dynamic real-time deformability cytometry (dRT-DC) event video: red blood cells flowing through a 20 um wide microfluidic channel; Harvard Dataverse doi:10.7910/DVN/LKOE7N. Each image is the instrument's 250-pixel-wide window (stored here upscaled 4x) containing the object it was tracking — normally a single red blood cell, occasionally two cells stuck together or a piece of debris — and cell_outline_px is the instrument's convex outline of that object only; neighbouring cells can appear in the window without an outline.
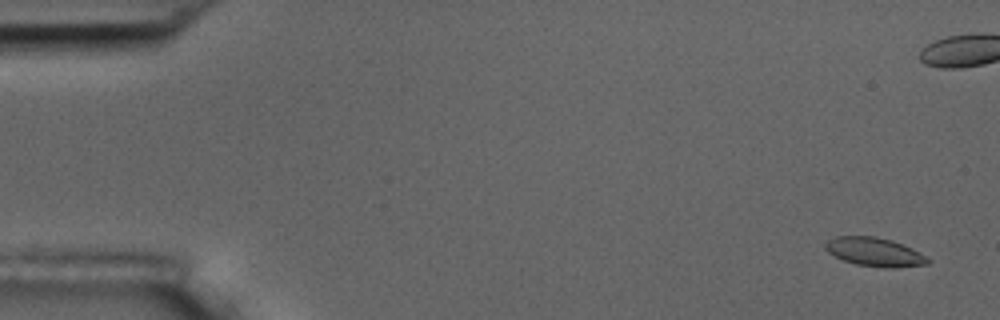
{"species": "common noctule bat (a hibernating species)", "species_latin": "Nyctalus noctula", "temperature_condition": "room temperature", "stored_images_in_passage": 5, "camera_frame_rate_fps": 3000, "um_per_image_px": 0.085, "animal": {"sex": "male", "body_mass_g": 17.5, "forearm_length_mm": 52.3}, "frame": {"image": 1, "passage_image": 1, "time_ms": 0.0, "image_size_px": [1000, 320], "cell_outline_px": [[932, 260], [928, 264], [892, 268], [884, 268], [856, 264], [844, 260], [828, 252], [824, 248], [824, 244], [828, 240], [836, 236], [876, 236], [892, 240], [912, 248], [920, 252]], "centroid_in_image_um": [74.36, 21.41], "position_along_channel_um": 10.6, "area_um2": 17.22}}
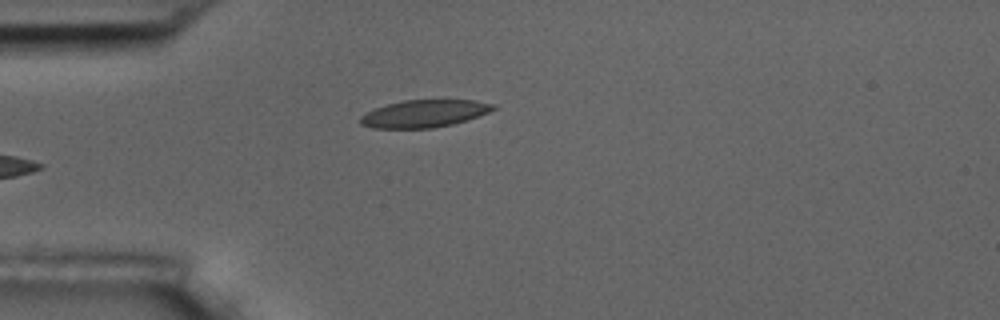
{"frame": {"image": 2, "passage_image": 5, "time_ms": 5.667, "image_size_px": [1000, 320], "cell_outline_px": [[496, 108], [488, 112], [468, 120], [452, 124], [432, 128], [372, 128], [360, 124], [360, 116], [376, 108], [388, 104], [404, 100], [476, 100], [496, 104]], "centroid_in_image_um": [36.09, 9.65], "position_along_channel_um": 48.9, "area_um2": 21.15}}